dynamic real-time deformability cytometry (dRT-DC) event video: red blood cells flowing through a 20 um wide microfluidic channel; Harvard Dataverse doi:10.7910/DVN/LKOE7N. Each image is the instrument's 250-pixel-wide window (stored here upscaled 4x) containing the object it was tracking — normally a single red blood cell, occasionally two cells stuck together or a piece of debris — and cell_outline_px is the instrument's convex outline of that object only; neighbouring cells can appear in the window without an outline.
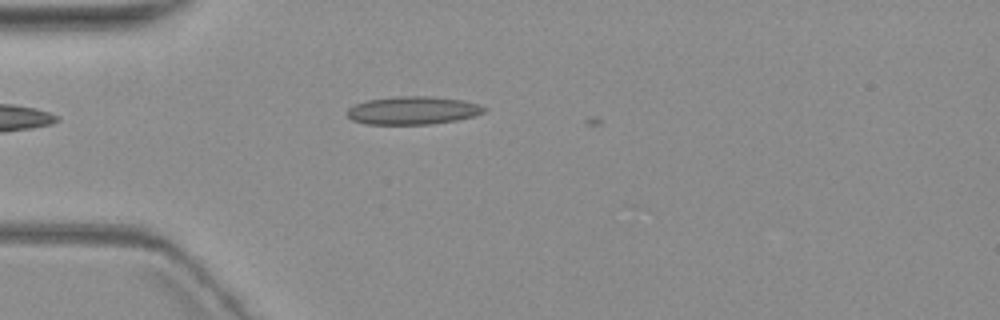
{"species": "common noctule bat (a hibernating species)", "species_latin": "Nyctalus noctula", "temperature_condition": "warm", "stored_images_in_passage": 2, "camera_frame_rate_fps": 3000, "um_per_image_px": 0.085, "animal": {"sex": "female", "body_mass_g": 19.3, "forearm_length_mm": 54.1}, "frame": {"image": 1, "passage_image": 1, "time_ms": 0.0, "image_size_px": [1000, 320], "cell_outline_px": [[488, 108], [484, 112], [472, 116], [456, 120], [432, 124], [364, 124], [352, 120], [348, 116], [348, 108], [356, 104], [368, 100], [396, 96], [432, 96], [460, 100], [480, 104]], "centroid_in_image_um": [35.1, 9.38], "position_along_channel_um": 49.9, "area_um2": 22.31}}